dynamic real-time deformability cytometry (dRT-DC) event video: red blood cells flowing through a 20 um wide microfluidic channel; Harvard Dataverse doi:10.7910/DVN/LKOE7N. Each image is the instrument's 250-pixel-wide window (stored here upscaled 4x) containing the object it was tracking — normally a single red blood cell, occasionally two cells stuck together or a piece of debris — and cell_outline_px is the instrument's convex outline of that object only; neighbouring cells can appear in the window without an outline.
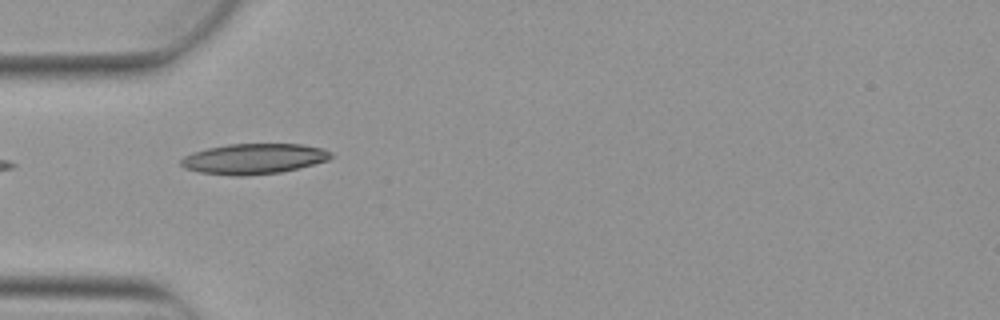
{"species": "Egyptian fruit bat (a non-hibernating species)", "species_latin": "Rousettus aegyptiacus", "temperature_condition": "warm", "stored_images_in_passage": 6, "camera_frame_rate_fps": 3000, "um_per_image_px": 0.085, "animal": {"sex": "female"}, "frame": {"image": 1, "passage_image": 5, "time_ms": 1.333, "image_size_px": [1000, 320], "cell_outline_px": [[332, 156], [328, 160], [300, 168], [280, 172], [244, 176], [236, 176], [200, 172], [184, 168], [180, 164], [180, 160], [184, 156], [192, 152], [208, 148], [228, 144], [300, 144], [324, 148], [332, 152]], "centroid_in_image_um": [21.58, 13.49], "position_along_channel_um": 63.4, "area_um2": 26.65}}
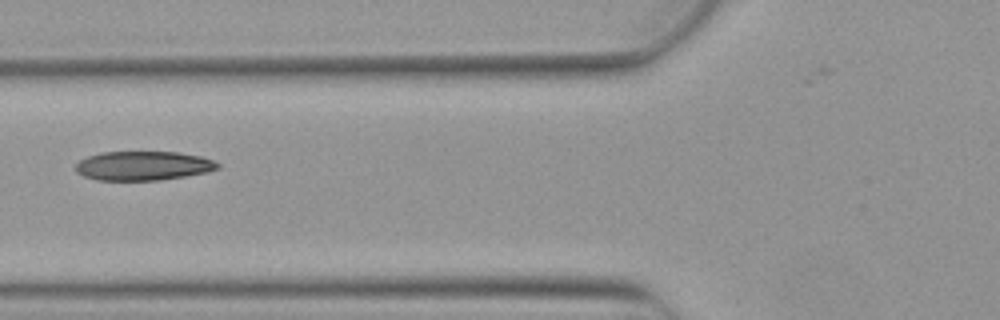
{"frame": {"image": 2, "passage_image": 6, "time_ms": 1.667, "image_size_px": [1000, 320], "cell_outline_px": [[220, 168], [208, 172], [160, 180], [96, 180], [84, 176], [76, 172], [76, 164], [80, 160], [88, 156], [100, 152], [176, 152], [200, 156], [212, 160], [220, 164]], "centroid_in_image_um": [12.17, 14.09], "position_along_channel_um": 113.6, "area_um2": 24.1}}